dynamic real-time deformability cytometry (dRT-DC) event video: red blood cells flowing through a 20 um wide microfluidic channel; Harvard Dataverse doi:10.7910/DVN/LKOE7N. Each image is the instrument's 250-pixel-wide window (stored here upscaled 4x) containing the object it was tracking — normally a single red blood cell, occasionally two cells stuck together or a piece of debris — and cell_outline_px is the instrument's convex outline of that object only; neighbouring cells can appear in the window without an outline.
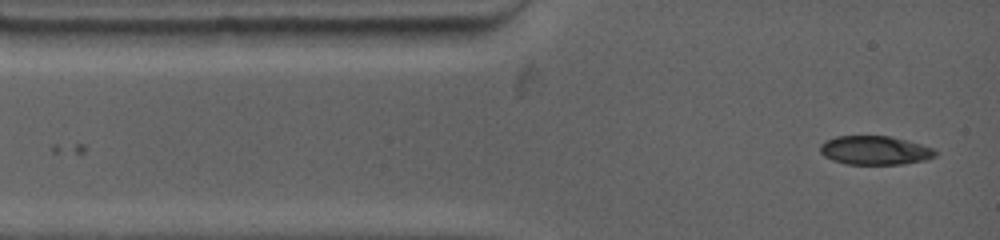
{"species": "common noctule bat (a hibernating species)", "species_latin": "Nyctalus noctula", "temperature_condition": "warm", "stored_images_in_passage": 3, "camera_frame_rate_fps": 4500, "um_per_image_px": 0.085, "animal": {"sex": "female", "body_mass_g": 19.0, "forearm_length_mm": 53.3}, "frame": {"image": 1, "passage_image": 3, "time_ms": 1.556, "image_size_px": [1000, 240], "cell_outline_px": [[936, 156], [928, 160], [900, 164], [848, 164], [832, 160], [824, 156], [820, 152], [820, 144], [824, 140], [836, 136], [888, 136], [920, 144], [932, 148], [936, 152]], "centroid_in_image_um": [74.33, 12.78], "position_along_channel_um": 10.7, "area_um2": 19.31}}